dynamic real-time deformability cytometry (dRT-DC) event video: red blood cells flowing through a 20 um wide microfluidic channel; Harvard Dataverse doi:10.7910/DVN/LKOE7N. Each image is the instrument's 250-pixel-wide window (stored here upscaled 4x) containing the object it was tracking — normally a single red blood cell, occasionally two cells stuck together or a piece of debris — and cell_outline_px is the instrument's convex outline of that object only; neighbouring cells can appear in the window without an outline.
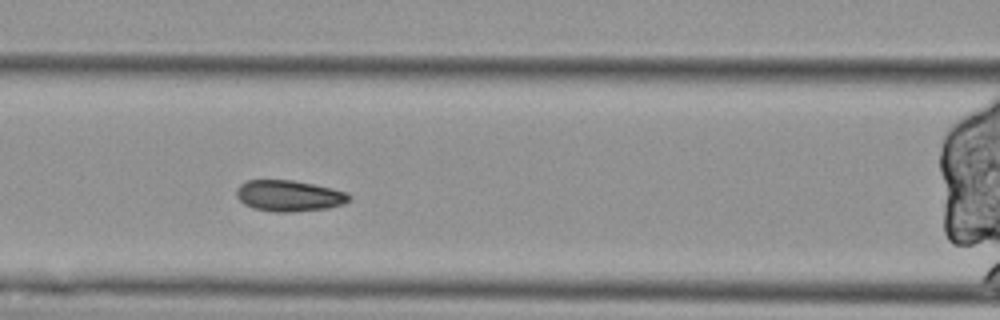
{"species": "Egyptian fruit bat (a non-hibernating species)", "species_latin": "Rousettus aegyptiacus", "temperature_condition": "cold", "stored_images_in_passage": 53, "camera_frame_rate_fps": 3000, "um_per_image_px": 0.085, "animal": {"sex": "female"}, "frame": {"image": 1, "passage_image": 19, "time_ms": 6.0, "image_size_px": [1000, 320], "cell_outline_px": [[352, 200], [344, 204], [328, 208], [292, 212], [276, 212], [252, 208], [244, 204], [236, 196], [236, 188], [240, 184], [248, 180], [292, 180], [332, 188], [348, 192], [352, 196]], "centroid_in_image_um": [24.59, 16.65], "position_along_channel_um": 142.0, "area_um2": 20.63}}
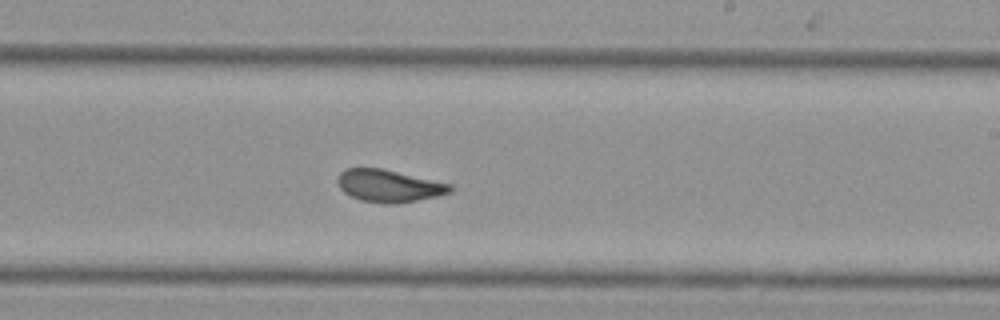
{"frame": {"image": 2, "passage_image": 29, "time_ms": 9.333, "image_size_px": [1000, 320], "cell_outline_px": [[456, 188], [452, 192], [436, 196], [396, 204], [384, 204], [360, 200], [344, 192], [340, 188], [336, 180], [340, 172], [344, 168], [384, 168], [452, 184]], "centroid_in_image_um": [33.08, 15.79], "position_along_channel_um": 255.9, "area_um2": 21.5}}
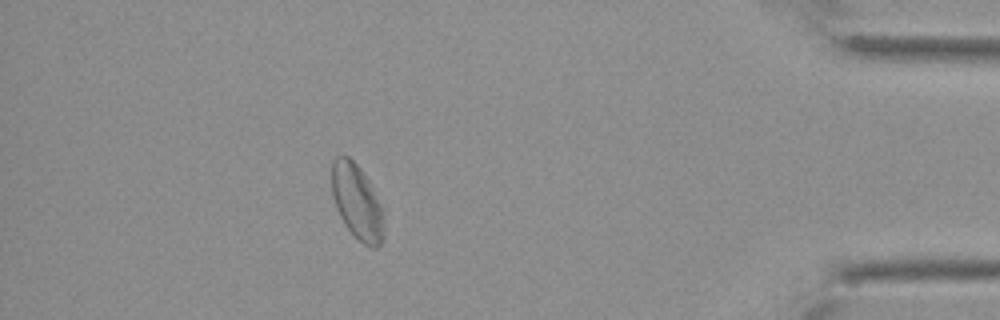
{"frame": {"image": 3, "passage_image": 46, "time_ms": 15.0, "image_size_px": [1000, 320], "cell_outline_px": [[384, 236], [380, 244], [376, 248], [372, 248], [364, 244], [344, 224], [336, 208], [332, 196], [332, 160], [336, 156], [348, 156], [360, 168], [380, 204], [384, 228]], "centroid_in_image_um": [30.32, 17.17], "position_along_channel_um": 404.9, "area_um2": 22.31}, "authors_computed_cell_mechanics": {"area_um2": 22.4264, "velocity_mm_per_s": 3.4352, "shape_relaxation_time_tau1_ms": null, "shape_relaxation_time_tau2_ms": 1.2519, "deformation_change_tau1": null, "deformation_change_tau2": 0.0902}}